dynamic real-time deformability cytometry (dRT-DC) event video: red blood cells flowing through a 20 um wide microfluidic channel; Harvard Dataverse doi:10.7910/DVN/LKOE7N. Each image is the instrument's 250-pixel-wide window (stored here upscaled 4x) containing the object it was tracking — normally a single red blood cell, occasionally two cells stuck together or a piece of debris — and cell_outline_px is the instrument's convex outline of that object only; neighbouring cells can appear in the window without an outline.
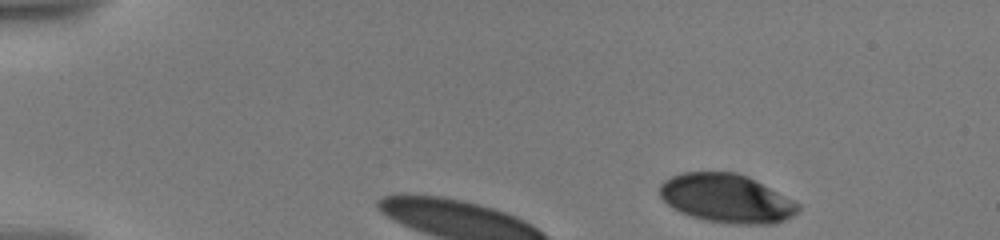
{"species": "human", "species_latin": "Homo sapiens", "temperature_condition": "warm", "stored_images_in_passage": 49, "camera_frame_rate_fps": 3000, "um_per_image_px": 0.085, "donor": {"sex": "male"}, "frame": {"image": 1, "passage_image": 1, "time_ms": 0.0, "image_size_px": [1000, 240], "cell_outline_px": [[800, 208], [792, 216], [784, 220], [772, 224], [732, 224], [704, 220], [680, 212], [672, 208], [660, 196], [660, 184], [664, 180], [672, 176], [684, 172], [736, 172], [748, 176], [800, 204]], "centroid_in_image_um": [61.74, 16.86], "position_along_channel_um": 23.3, "area_um2": 39.13}}
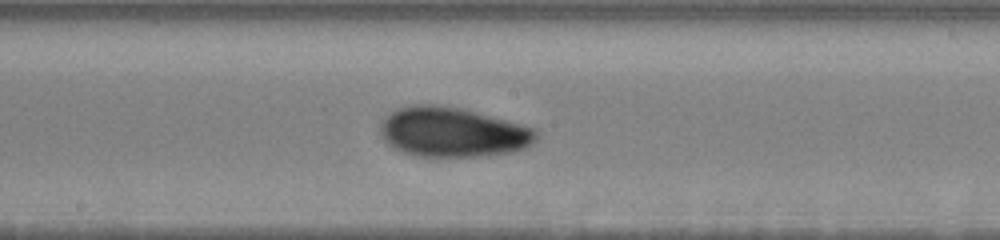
{"frame": {"image": 2, "passage_image": 26, "time_ms": 8.333, "image_size_px": [1000, 240], "cell_outline_px": [[536, 140], [532, 144], [524, 148], [512, 152], [472, 156], [420, 156], [404, 152], [392, 148], [380, 136], [380, 124], [396, 108], [412, 104], [436, 104], [464, 108], [520, 124], [532, 128], [536, 132]], "centroid_in_image_um": [38.43, 11.21], "position_along_channel_um": 209.8, "area_um2": 45.03}}
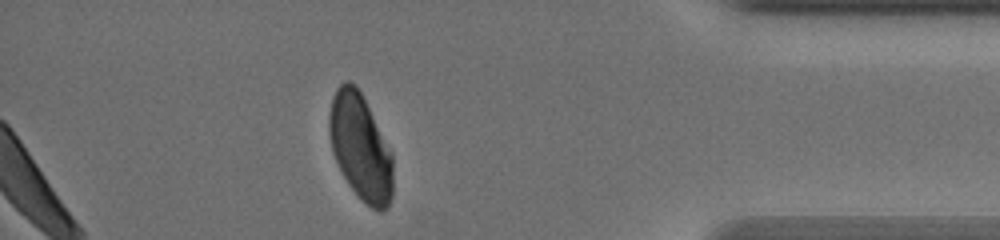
{"frame": {"image": 3, "passage_image": 43, "time_ms": 14.667, "image_size_px": [1000, 240], "cell_outline_px": [[392, 196], [388, 204], [380, 212], [372, 208], [348, 184], [332, 152], [328, 132], [328, 116], [332, 96], [336, 88], [344, 80], [348, 80], [356, 84], [392, 152]], "centroid_in_image_um": [30.61, 12.44], "position_along_channel_um": 404.6, "area_um2": 39.13}, "authors_computed_cell_mechanics": {"area_um2": 42.194, "velocity_mm_per_s": 3.5379, "shape_relaxation_time_tau1_ms": 4.3379, "shape_relaxation_time_tau2_ms": 1.4686, "deformation_change_tau1": 0.1423, "deformation_change_tau2": 0.0549}}